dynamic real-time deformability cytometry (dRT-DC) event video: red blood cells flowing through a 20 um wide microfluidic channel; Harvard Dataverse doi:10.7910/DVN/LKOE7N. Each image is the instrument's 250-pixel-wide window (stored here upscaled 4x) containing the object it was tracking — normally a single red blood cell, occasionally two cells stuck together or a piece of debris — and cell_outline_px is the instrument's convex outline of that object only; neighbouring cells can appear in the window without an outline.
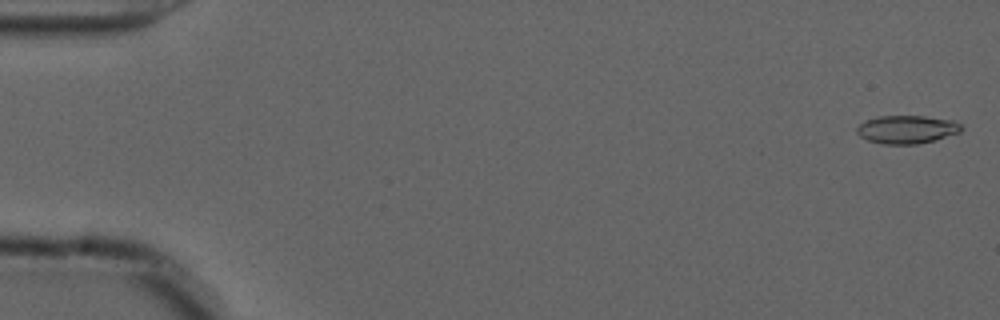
{"species": "common noctule bat (a hibernating species)", "species_latin": "Nyctalus noctula", "temperature_condition": "cold", "stored_images_in_passage": 56, "camera_frame_rate_fps": 3000, "um_per_image_px": 0.085, "animal": {"sex": "male", "forearm_length_mm": 52.5}, "frame": {"image": 1, "passage_image": 2, "time_ms": 0.333, "image_size_px": [1000, 320], "cell_outline_px": [[964, 128], [960, 132], [932, 140], [916, 144], [880, 144], [868, 140], [860, 136], [856, 132], [856, 128], [860, 124], [876, 116], [924, 116], [952, 120], [960, 124]], "centroid_in_image_um": [77.06, 11.0], "position_along_channel_um": 7.9, "area_um2": 16.99}}
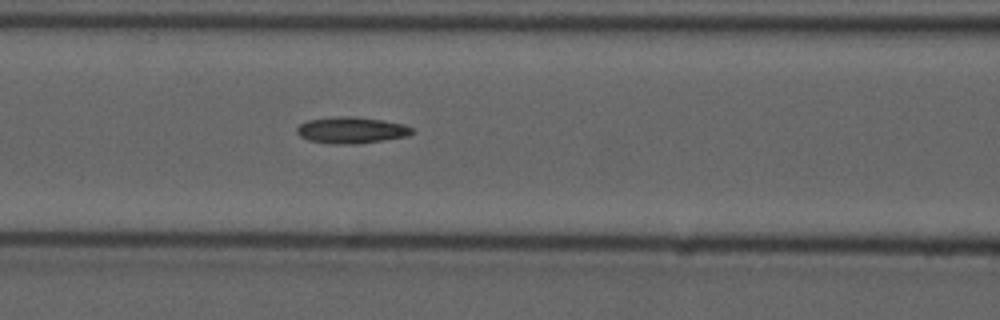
{"frame": {"image": 2, "passage_image": 24, "time_ms": 7.667, "image_size_px": [1000, 320], "cell_outline_px": [[416, 132], [408, 136], [384, 140], [356, 144], [332, 144], [308, 140], [300, 136], [296, 132], [296, 128], [300, 124], [308, 120], [336, 116], [356, 116], [384, 120], [404, 124], [412, 128]], "centroid_in_image_um": [29.89, 11.06], "position_along_channel_um": 136.7, "area_um2": 17.98}}
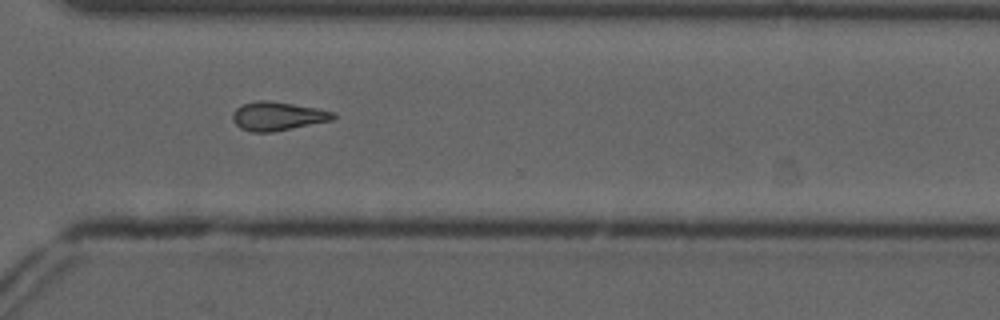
{"frame": {"image": 3, "passage_image": 41, "time_ms": 13.333, "image_size_px": [1000, 320], "cell_outline_px": [[336, 116], [332, 120], [272, 132], [252, 132], [240, 128], [232, 120], [232, 112], [236, 108], [244, 104], [256, 100], [268, 100], [316, 108], [332, 112]], "centroid_in_image_um": [23.54, 9.87], "position_along_channel_um": 347.1, "area_um2": 16.65}}